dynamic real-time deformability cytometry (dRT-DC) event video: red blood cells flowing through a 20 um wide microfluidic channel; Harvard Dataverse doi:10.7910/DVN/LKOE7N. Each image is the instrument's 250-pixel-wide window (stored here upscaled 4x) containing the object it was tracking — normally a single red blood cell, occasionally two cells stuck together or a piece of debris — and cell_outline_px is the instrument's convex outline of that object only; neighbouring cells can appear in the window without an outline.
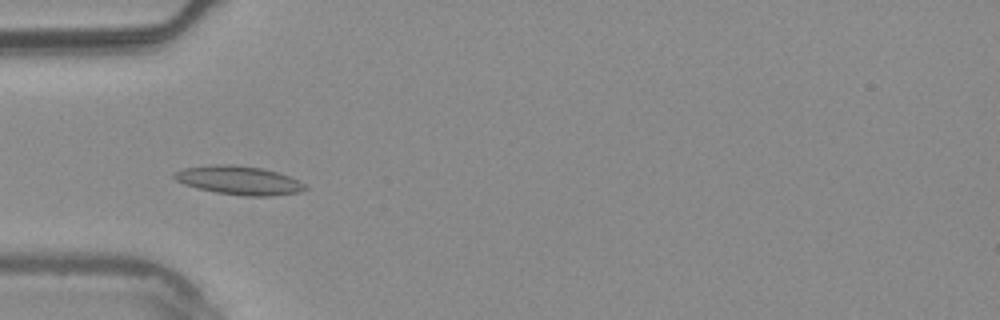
{"species": "common noctule bat (a hibernating species)", "species_latin": "Nyctalus noctula", "temperature_condition": "warm", "stored_images_in_passage": 8, "camera_frame_rate_fps": 3000, "um_per_image_px": 0.085, "animal": {"sex": "male", "body_mass_g": 20.4}, "frame": {"image": 1, "passage_image": 5, "time_ms": 1.333, "image_size_px": [1000, 320], "cell_outline_px": [[308, 188], [300, 192], [272, 196], [244, 196], [216, 192], [196, 188], [184, 184], [176, 180], [172, 176], [176, 172], [184, 168], [212, 164], [228, 164], [264, 168], [288, 176], [304, 184]], "centroid_in_image_um": [20.3, 15.33], "position_along_channel_um": 64.7, "area_um2": 21.79}}
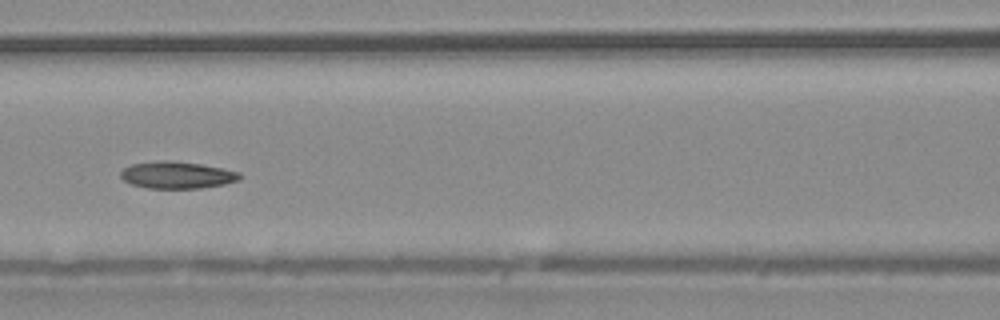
{"frame": {"image": 2, "passage_image": 7, "time_ms": 2.0, "image_size_px": [1000, 320], "cell_outline_px": [[244, 176], [240, 180], [224, 184], [200, 188], [148, 188], [128, 184], [120, 176], [120, 172], [124, 168], [132, 164], [160, 160], [168, 160], [200, 164], [240, 172]], "centroid_in_image_um": [15.04, 14.88], "position_along_channel_um": 151.6, "area_um2": 18.79}}
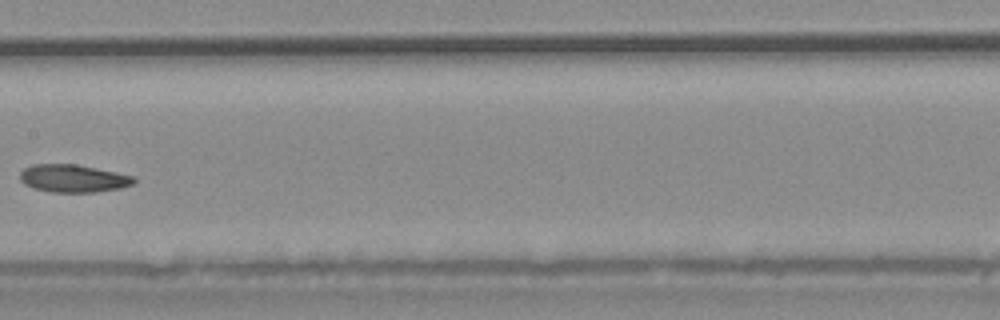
{"frame": {"image": 3, "passage_image": 8, "time_ms": 2.333, "image_size_px": [1000, 320], "cell_outline_px": [[136, 180], [132, 184], [120, 188], [96, 192], [52, 192], [36, 188], [24, 184], [20, 180], [20, 172], [24, 168], [32, 164], [76, 164], [116, 172], [132, 176]], "centroid_in_image_um": [6.2, 15.16], "position_along_channel_um": 201.2, "area_um2": 18.26}}